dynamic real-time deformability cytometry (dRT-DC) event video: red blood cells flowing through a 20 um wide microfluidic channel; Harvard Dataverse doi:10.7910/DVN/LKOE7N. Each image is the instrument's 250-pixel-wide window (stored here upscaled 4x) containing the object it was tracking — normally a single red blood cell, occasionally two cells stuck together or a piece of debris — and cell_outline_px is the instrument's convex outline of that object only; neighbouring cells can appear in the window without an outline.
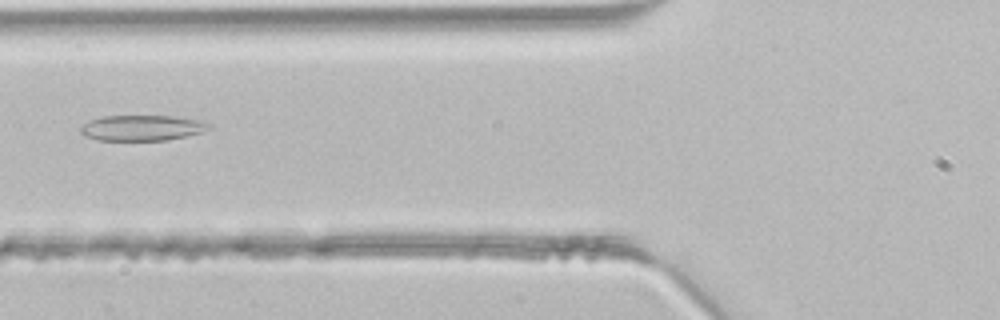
{"species": "common noctule bat (a hibernating species)", "species_latin": "Nyctalus noctula", "temperature_condition": "room temperature", "stored_images_in_passage": 3, "camera_frame_rate_fps": 3000, "um_per_image_px": 0.085, "animal": {"sex": "male", "body_mass_g": 21.5, "forearm_length_mm": 52.0}, "frame": {"image": 1, "passage_image": 3, "time_ms": 0.667, "image_size_px": [1000, 320], "cell_outline_px": [[212, 124], [208, 128], [200, 132], [168, 140], [96, 140], [84, 136], [80, 132], [80, 128], [84, 124], [100, 116], [176, 116], [200, 120]], "centroid_in_image_um": [12.05, 10.86], "position_along_channel_um": 113.8, "area_um2": 19.02}}